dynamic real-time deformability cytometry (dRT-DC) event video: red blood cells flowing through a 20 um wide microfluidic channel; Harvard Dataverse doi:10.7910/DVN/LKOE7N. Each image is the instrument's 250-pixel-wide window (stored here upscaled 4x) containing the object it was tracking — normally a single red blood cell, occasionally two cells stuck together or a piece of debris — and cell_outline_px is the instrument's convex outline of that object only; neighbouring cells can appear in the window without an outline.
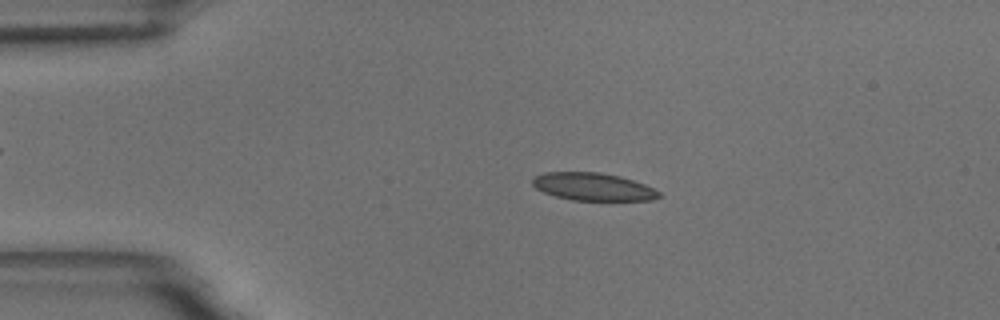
{"species": "common noctule bat (a hibernating species)", "species_latin": "Nyctalus noctula", "temperature_condition": "room temperature", "stored_images_in_passage": 55, "camera_frame_rate_fps": 3000, "um_per_image_px": 0.085, "animal": {"sex": "male", "body_mass_g": 18.8}, "frame": {"image": 1, "passage_image": 11, "time_ms": 3.333, "image_size_px": [1000, 320], "cell_outline_px": [[660, 196], [652, 200], [572, 200], [556, 196], [544, 192], [536, 188], [532, 184], [532, 176], [544, 172], [600, 172], [620, 176], [644, 184], [660, 192]], "centroid_in_image_um": [50.37, 15.86], "position_along_channel_um": 34.6, "area_um2": 20.35}}
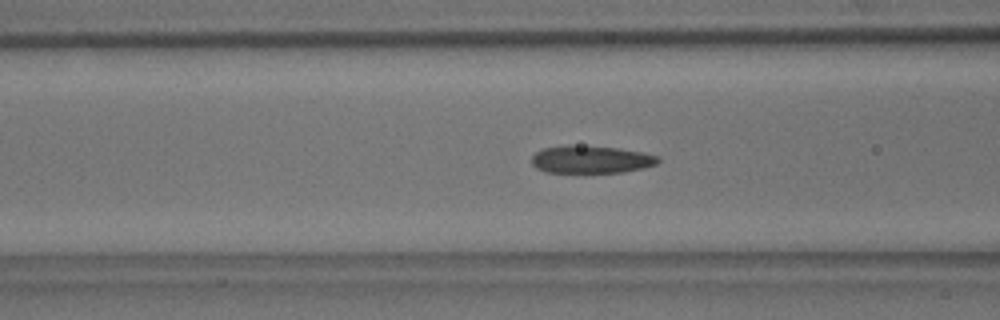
{"frame": {"image": 2, "passage_image": 21, "time_ms": 6.667, "image_size_px": [1000, 320], "cell_outline_px": [[660, 160], [656, 164], [644, 168], [624, 172], [544, 172], [536, 168], [532, 164], [532, 156], [536, 152], [544, 148], [568, 144], [620, 148], [644, 152], [660, 156]], "centroid_in_image_um": [50.26, 13.54], "position_along_channel_um": 116.3, "area_um2": 20.58}}
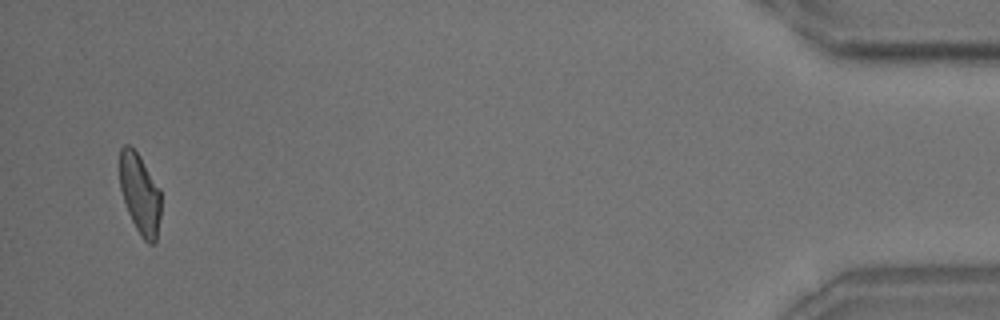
{"frame": {"image": 3, "passage_image": 53, "time_ms": 17.333, "image_size_px": [1000, 320], "cell_outline_px": [[160, 216], [156, 244], [148, 244], [140, 236], [128, 212], [120, 188], [120, 148], [124, 144], [128, 144], [140, 156], [160, 188]], "centroid_in_image_um": [11.9, 16.5], "position_along_channel_um": 423.3, "area_um2": 19.36}, "authors_computed_cell_mechanics": {"area_um2": 20.6924, "velocity_mm_per_s": 3.6443, "shape_relaxation_time_tau1_ms": 9.5848, "shape_relaxation_time_tau2_ms": 2.2076, "deformation_change_tau1": 0.193, "deformation_change_tau2": 0.0892}}